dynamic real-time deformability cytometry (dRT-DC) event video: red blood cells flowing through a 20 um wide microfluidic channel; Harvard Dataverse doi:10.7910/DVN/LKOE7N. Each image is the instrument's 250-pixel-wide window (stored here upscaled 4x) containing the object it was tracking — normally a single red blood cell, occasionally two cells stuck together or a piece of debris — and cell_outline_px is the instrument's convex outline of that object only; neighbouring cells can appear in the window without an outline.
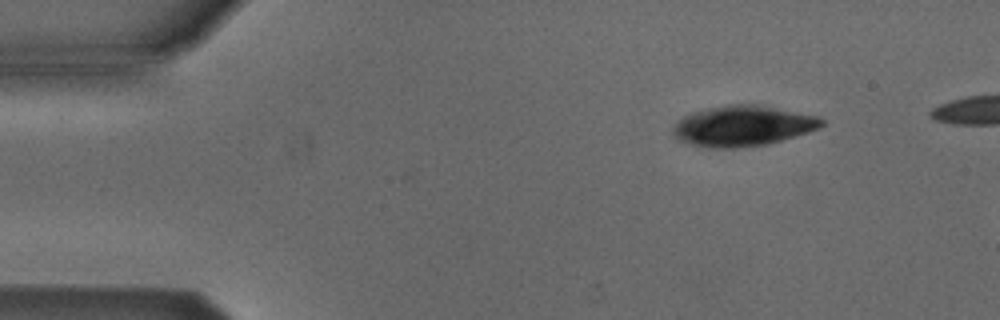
{"species": "Egyptian fruit bat (a non-hibernating species)", "species_latin": "Rousettus aegyptiacus", "temperature_condition": "cold", "stored_images_in_passage": 3, "camera_frame_rate_fps": 3000, "um_per_image_px": 0.085, "animal": {"sex": "male"}, "frame": {"image": 1, "passage_image": 3, "time_ms": 0.667, "image_size_px": [1000, 320], "cell_outline_px": [[824, 124], [820, 128], [808, 132], [768, 144], [740, 148], [704, 148], [688, 144], [676, 140], [672, 136], [672, 128], [676, 120], [692, 112], [728, 104], [760, 104], [820, 116], [824, 120]], "centroid_in_image_um": [63.11, 10.71], "position_along_channel_um": 21.9, "area_um2": 35.78}}